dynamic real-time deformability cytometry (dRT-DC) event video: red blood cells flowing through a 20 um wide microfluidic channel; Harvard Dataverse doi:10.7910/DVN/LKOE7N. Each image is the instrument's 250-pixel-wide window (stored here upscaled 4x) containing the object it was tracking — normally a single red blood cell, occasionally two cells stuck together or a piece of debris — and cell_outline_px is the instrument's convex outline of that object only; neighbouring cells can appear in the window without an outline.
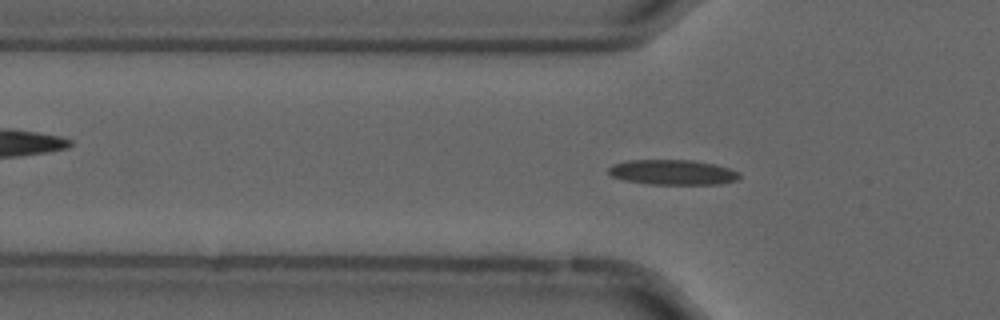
{"species": "common noctule bat (a hibernating species)", "species_latin": "Nyctalus noctula", "temperature_condition": "cold", "stored_images_in_passage": 55, "camera_frame_rate_fps": 3000, "um_per_image_px": 0.085, "animal": {"sex": "male", "forearm_length_mm": 52.5}, "frame": {"image": 1, "passage_image": 17, "time_ms": 5.333, "image_size_px": [1000, 320], "cell_outline_px": [[740, 176], [736, 180], [720, 184], [648, 184], [624, 180], [612, 176], [608, 172], [608, 168], [612, 164], [628, 160], [692, 160], [716, 164], [740, 172]], "centroid_in_image_um": [57.17, 14.64], "position_along_channel_um": 68.6, "area_um2": 19.19}}
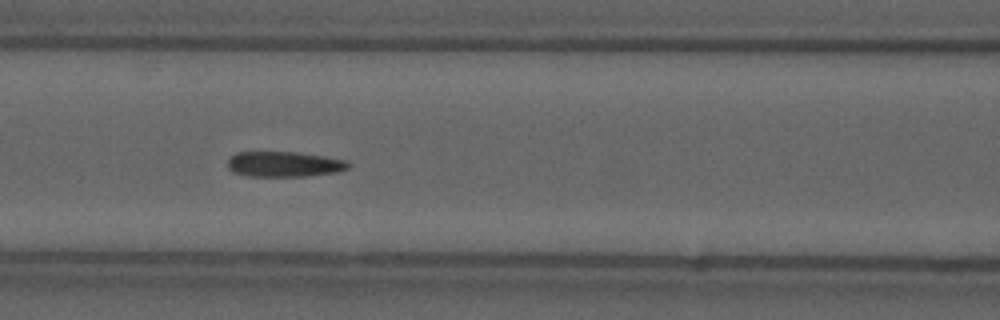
{"frame": {"image": 2, "passage_image": 23, "time_ms": 7.333, "image_size_px": [1000, 320], "cell_outline_px": [[352, 168], [336, 172], [308, 176], [248, 176], [232, 172], [228, 168], [228, 160], [236, 152], [296, 152], [324, 156], [348, 160], [352, 164]], "centroid_in_image_um": [24.21, 13.96], "position_along_channel_um": 142.4, "area_um2": 18.03}}
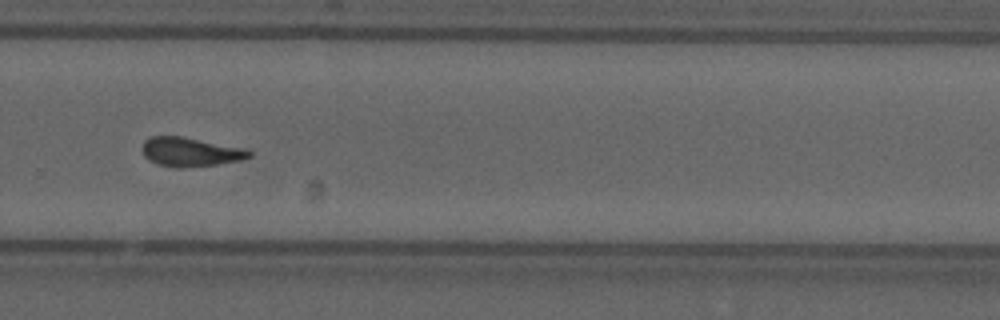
{"frame": {"image": 3, "passage_image": 37, "time_ms": 12.0, "image_size_px": [1000, 320], "cell_outline_px": [[252, 156], [240, 160], [216, 164], [184, 168], [176, 168], [156, 164], [148, 160], [144, 156], [144, 140], [148, 136], [180, 136], [244, 148], [252, 152]], "centroid_in_image_um": [16.16, 12.92], "position_along_channel_um": 313.6, "area_um2": 18.03}, "authors_computed_cell_mechanics": {"area_um2": 18.0914, "velocity_mm_per_s": 3.6782, "shape_relaxation_time_tau1_ms": null, "shape_relaxation_time_tau2_ms": 2.5905, "deformation_change_tau1": null, "deformation_change_tau2": 0.0929}}